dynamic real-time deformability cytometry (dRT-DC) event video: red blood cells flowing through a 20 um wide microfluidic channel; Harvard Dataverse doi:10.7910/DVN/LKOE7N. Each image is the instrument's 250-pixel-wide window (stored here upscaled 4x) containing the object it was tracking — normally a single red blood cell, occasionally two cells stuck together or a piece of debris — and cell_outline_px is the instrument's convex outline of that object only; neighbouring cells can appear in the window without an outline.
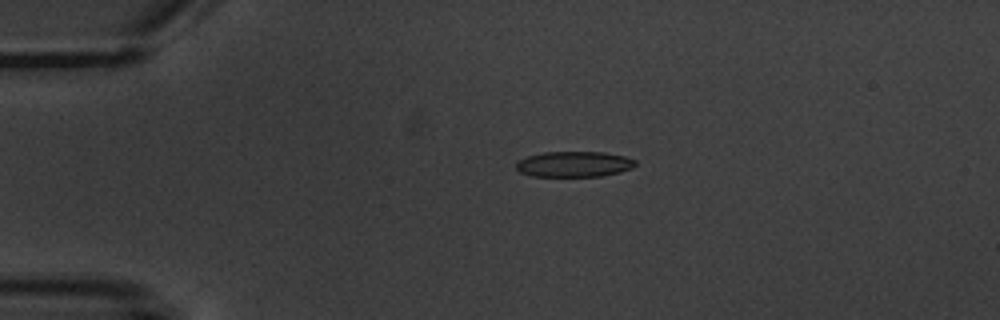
{"species": "common noctule bat (a hibernating species)", "species_latin": "Nyctalus noctula", "temperature_condition": "warm", "stored_images_in_passage": 7, "camera_frame_rate_fps": 3000, "um_per_image_px": 0.085, "animal": {"sex": "male", "body_mass_g": 20.1, "forearm_length_mm": 53.5}, "frame": {"image": 1, "passage_image": 4, "time_ms": 3.667, "image_size_px": [1000, 320], "cell_outline_px": [[636, 164], [632, 168], [620, 172], [604, 176], [532, 176], [520, 172], [516, 168], [516, 160], [528, 156], [544, 152], [604, 152], [624, 156], [636, 160]], "centroid_in_image_um": [48.79, 13.95], "position_along_channel_um": 36.2, "area_um2": 17.86}}
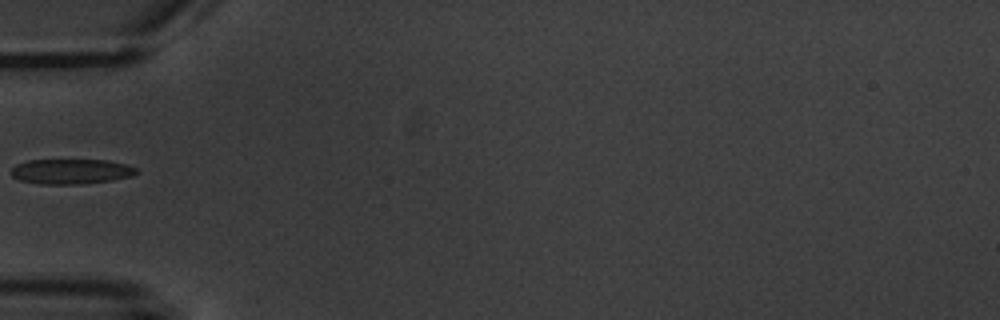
{"frame": {"image": 2, "passage_image": 6, "time_ms": 6.0, "image_size_px": [1000, 320], "cell_outline_px": [[140, 172], [132, 176], [112, 180], [80, 184], [40, 184], [20, 180], [12, 176], [12, 168], [16, 164], [28, 160], [108, 160], [128, 164], [136, 168]], "centroid_in_image_um": [6.08, 14.57], "position_along_channel_um": 78.9, "area_um2": 18.38}}